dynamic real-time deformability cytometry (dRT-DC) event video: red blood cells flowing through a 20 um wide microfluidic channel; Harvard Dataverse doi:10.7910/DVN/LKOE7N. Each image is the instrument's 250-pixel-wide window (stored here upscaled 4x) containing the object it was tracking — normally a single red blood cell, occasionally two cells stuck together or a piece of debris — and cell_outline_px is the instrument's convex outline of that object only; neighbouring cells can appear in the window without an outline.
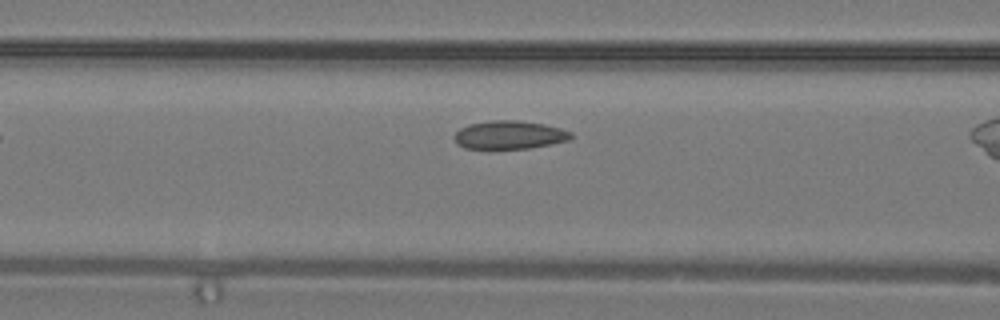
{"species": "common noctule bat (a hibernating species)", "species_latin": "Nyctalus noctula", "temperature_condition": "warm", "stored_images_in_passage": 10, "camera_frame_rate_fps": 3000, "um_per_image_px": 0.085, "animal": {"sex": "male", "body_mass_g": 19.2, "forearm_length_mm": 51.8}, "frame": {"image": 1, "passage_image": 5, "time_ms": 1.333, "image_size_px": [1000, 320], "cell_outline_px": [[572, 136], [568, 140], [552, 144], [528, 148], [464, 148], [456, 144], [452, 136], [460, 128], [468, 124], [492, 120], [516, 120], [544, 124], [560, 128], [572, 132]], "centroid_in_image_um": [43.26, 11.46], "position_along_channel_um": 123.3, "area_um2": 19.25}}
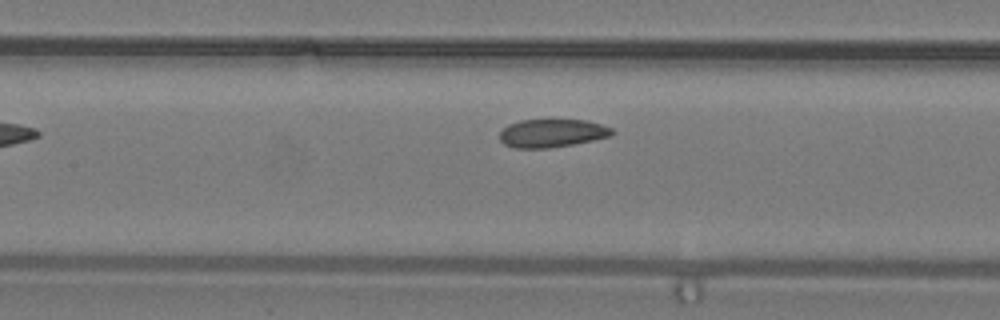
{"frame": {"image": 2, "passage_image": 7, "time_ms": 2.0, "image_size_px": [1000, 320], "cell_outline_px": [[616, 132], [612, 136], [572, 144], [548, 148], [516, 148], [504, 144], [500, 140], [500, 132], [508, 124], [520, 120], [588, 120], [612, 128]], "centroid_in_image_um": [46.93, 11.31], "position_along_channel_um": 160.5, "area_um2": 18.44}}